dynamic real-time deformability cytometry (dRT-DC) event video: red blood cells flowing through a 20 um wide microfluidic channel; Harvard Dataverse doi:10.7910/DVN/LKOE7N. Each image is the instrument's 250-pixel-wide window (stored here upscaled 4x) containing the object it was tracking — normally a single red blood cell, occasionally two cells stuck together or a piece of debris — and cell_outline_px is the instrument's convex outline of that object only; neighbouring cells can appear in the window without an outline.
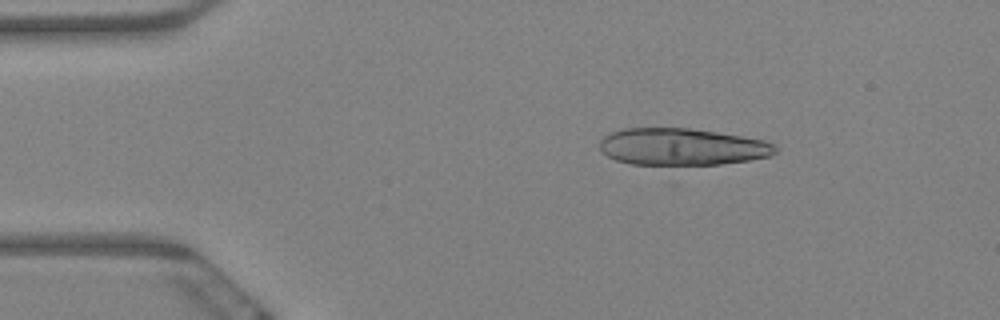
{"species": "Egyptian fruit bat (a non-hibernating species)", "species_latin": "Rousettus aegyptiacus", "temperature_condition": "warm", "stored_images_in_passage": 9, "camera_frame_rate_fps": 3000, "um_per_image_px": 0.085, "animal": {"sex": "female"}, "frame": {"image": 1, "passage_image": 4, "time_ms": 1.0, "image_size_px": [1000, 320], "cell_outline_px": [[776, 152], [772, 156], [748, 160], [720, 164], [632, 164], [616, 160], [608, 156], [600, 148], [600, 140], [604, 136], [612, 132], [624, 128], [688, 128], [716, 132], [764, 140], [776, 144]], "centroid_in_image_um": [57.99, 12.47], "position_along_channel_um": 27.0, "area_um2": 37.57}}
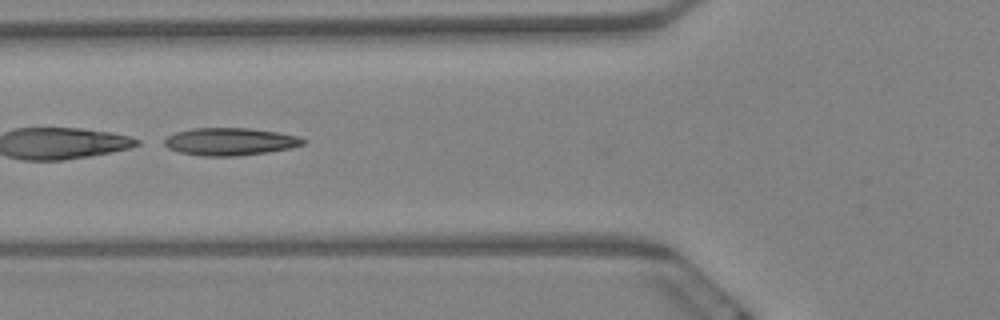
{"frame": {"image": 2, "passage_image": 8, "time_ms": 2.333, "image_size_px": [1000, 320], "cell_outline_px": [[308, 140], [304, 144], [292, 148], [268, 152], [236, 156], [200, 156], [180, 152], [168, 148], [164, 144], [164, 140], [168, 136], [176, 132], [192, 128], [248, 128], [276, 132], [296, 136]], "centroid_in_image_um": [19.56, 12.04], "position_along_channel_um": 106.2, "area_um2": 22.25}}